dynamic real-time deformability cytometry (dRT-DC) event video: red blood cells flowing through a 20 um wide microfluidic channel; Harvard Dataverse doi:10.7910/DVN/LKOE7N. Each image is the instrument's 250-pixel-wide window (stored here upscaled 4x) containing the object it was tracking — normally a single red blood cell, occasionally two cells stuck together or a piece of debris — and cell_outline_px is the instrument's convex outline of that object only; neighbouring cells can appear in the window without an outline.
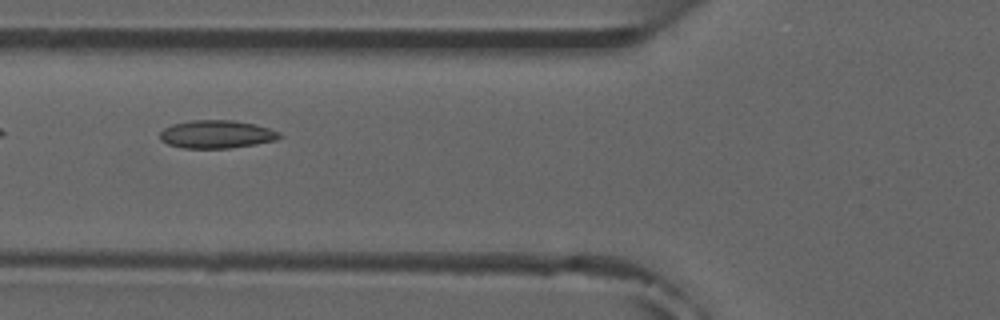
{"species": "common noctule bat (a hibernating species)", "species_latin": "Nyctalus noctula", "temperature_condition": "room temperature", "stored_images_in_passage": 7, "camera_frame_rate_fps": 3000, "um_per_image_px": 0.085, "animal": {"sex": "male", "forearm_length_mm": 52.5}, "frame": {"image": 1, "passage_image": 5, "time_ms": 5.667, "image_size_px": [1000, 320], "cell_outline_px": [[284, 136], [276, 140], [256, 144], [228, 148], [184, 148], [168, 144], [160, 140], [160, 132], [164, 128], [172, 124], [192, 120], [232, 120], [252, 124], [268, 128], [280, 132]], "centroid_in_image_um": [18.41, 11.41], "position_along_channel_um": 107.4, "area_um2": 19.48}}
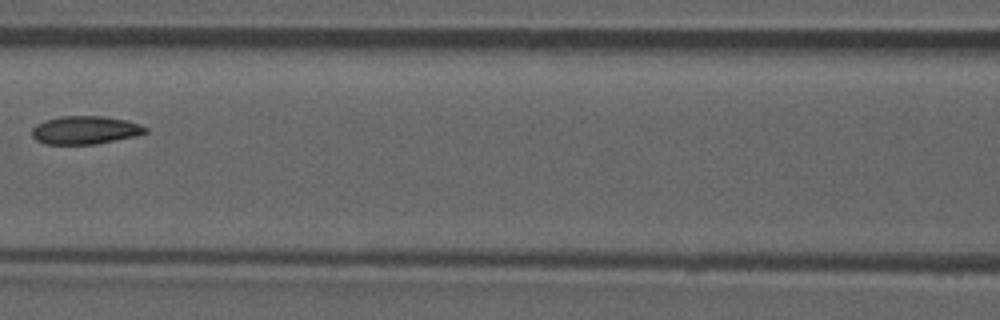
{"frame": {"image": 2, "passage_image": 6, "time_ms": 7.0, "image_size_px": [1000, 320], "cell_outline_px": [[148, 132], [136, 136], [96, 144], [44, 144], [36, 140], [32, 136], [32, 128], [36, 124], [44, 120], [60, 116], [104, 116], [128, 120], [140, 124], [148, 128]], "centroid_in_image_um": [7.25, 11.05], "position_along_channel_um": 159.4, "area_um2": 18.84}}